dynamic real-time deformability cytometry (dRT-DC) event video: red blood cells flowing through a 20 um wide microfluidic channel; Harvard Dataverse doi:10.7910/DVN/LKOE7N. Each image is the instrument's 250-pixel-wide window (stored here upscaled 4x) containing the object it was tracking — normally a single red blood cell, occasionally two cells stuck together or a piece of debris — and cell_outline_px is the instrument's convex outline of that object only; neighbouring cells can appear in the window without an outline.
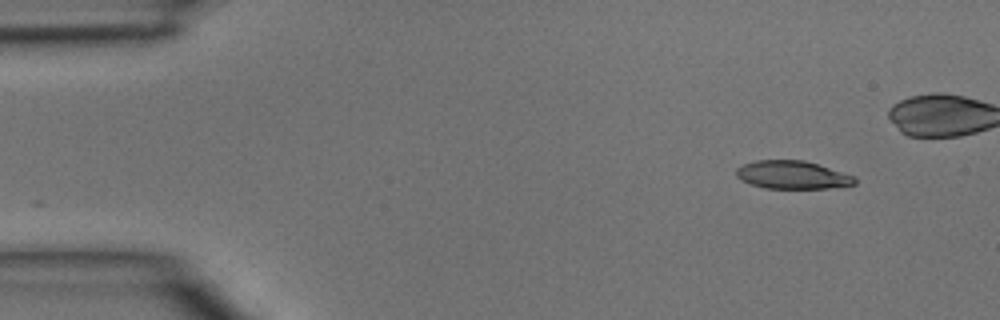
{"species": "common noctule bat (a hibernating species)", "species_latin": "Nyctalus noctula", "temperature_condition": "room temperature", "stored_images_in_passage": 4, "camera_frame_rate_fps": 3000, "um_per_image_px": 0.085, "animal": {"sex": "male", "body_mass_g": 15.6}, "frame": {"image": 1, "passage_image": 1, "time_ms": 0.0, "image_size_px": [1000, 320], "cell_outline_px": [[856, 184], [828, 188], [764, 188], [740, 180], [736, 176], [736, 168], [744, 164], [756, 160], [804, 160], [856, 176]], "centroid_in_image_um": [67.35, 14.86], "position_along_channel_um": 17.7, "area_um2": 19.36}}